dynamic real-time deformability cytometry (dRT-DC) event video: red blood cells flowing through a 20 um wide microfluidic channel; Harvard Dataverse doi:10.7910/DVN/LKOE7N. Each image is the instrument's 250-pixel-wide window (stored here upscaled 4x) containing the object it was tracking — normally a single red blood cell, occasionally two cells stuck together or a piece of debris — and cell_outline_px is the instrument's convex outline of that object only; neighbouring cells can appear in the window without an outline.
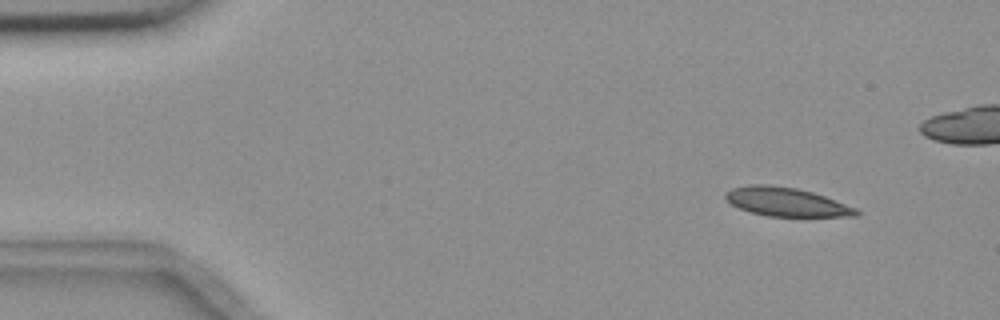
{"species": "common noctule bat (a hibernating species)", "species_latin": "Nyctalus noctula", "temperature_condition": "room temperature", "stored_images_in_passage": 4, "camera_frame_rate_fps": 3000, "um_per_image_px": 0.085, "animal": {"sex": "female", "body_mass_g": 18.4}, "frame": {"image": 1, "passage_image": 1, "time_ms": 0.0, "image_size_px": [1000, 320], "cell_outline_px": [[860, 216], [768, 216], [752, 212], [740, 208], [732, 204], [724, 196], [724, 192], [732, 188], [752, 184], [768, 184], [796, 188], [812, 192], [824, 196], [856, 208], [860, 212]], "centroid_in_image_um": [66.83, 17.15], "position_along_channel_um": 18.2, "area_um2": 21.68}}